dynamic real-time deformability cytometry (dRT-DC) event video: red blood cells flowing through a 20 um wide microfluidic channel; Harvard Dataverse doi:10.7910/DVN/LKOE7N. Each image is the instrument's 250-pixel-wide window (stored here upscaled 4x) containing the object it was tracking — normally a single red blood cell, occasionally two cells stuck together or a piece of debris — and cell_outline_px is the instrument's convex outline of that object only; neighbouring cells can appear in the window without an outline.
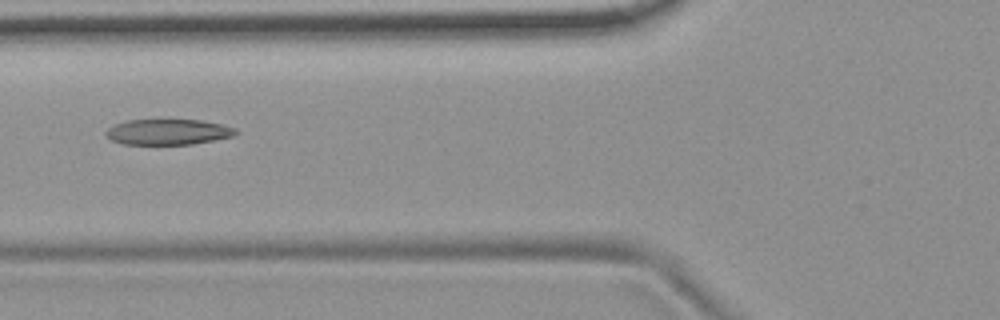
{"species": "common noctule bat (a hibernating species)", "species_latin": "Nyctalus noctula", "temperature_condition": "room temperature", "stored_images_in_passage": 9, "camera_frame_rate_fps": 3000, "um_per_image_px": 0.085, "animal": {"sex": "female", "body_mass_g": 19.9}, "frame": {"image": 1, "passage_image": 7, "time_ms": 2.0, "image_size_px": [1000, 320], "cell_outline_px": [[240, 132], [236, 136], [192, 144], [124, 144], [112, 140], [104, 136], [104, 132], [108, 128], [116, 124], [128, 120], [200, 120], [224, 124], [236, 128]], "centroid_in_image_um": [14.33, 11.21], "position_along_channel_um": 111.5, "area_um2": 19.54}}
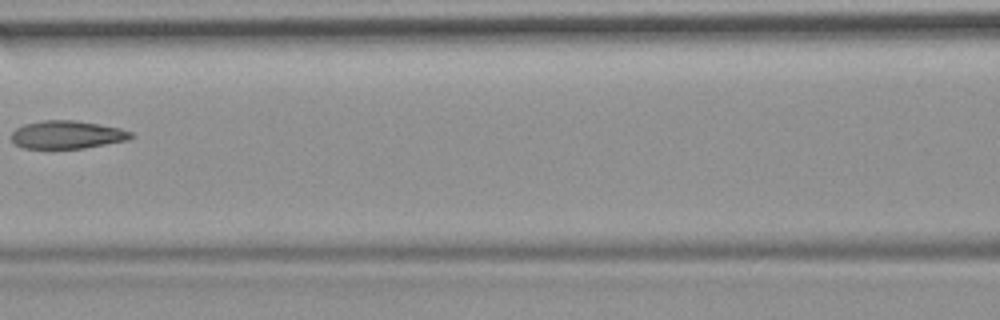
{"frame": {"image": 2, "passage_image": 8, "time_ms": 2.333, "image_size_px": [1000, 320], "cell_outline_px": [[136, 136], [128, 140], [84, 148], [24, 148], [16, 144], [12, 140], [12, 132], [16, 128], [24, 124], [40, 120], [72, 120], [100, 124], [120, 128], [132, 132]], "centroid_in_image_um": [5.73, 11.44], "position_along_channel_um": 160.9, "area_um2": 19.54}}